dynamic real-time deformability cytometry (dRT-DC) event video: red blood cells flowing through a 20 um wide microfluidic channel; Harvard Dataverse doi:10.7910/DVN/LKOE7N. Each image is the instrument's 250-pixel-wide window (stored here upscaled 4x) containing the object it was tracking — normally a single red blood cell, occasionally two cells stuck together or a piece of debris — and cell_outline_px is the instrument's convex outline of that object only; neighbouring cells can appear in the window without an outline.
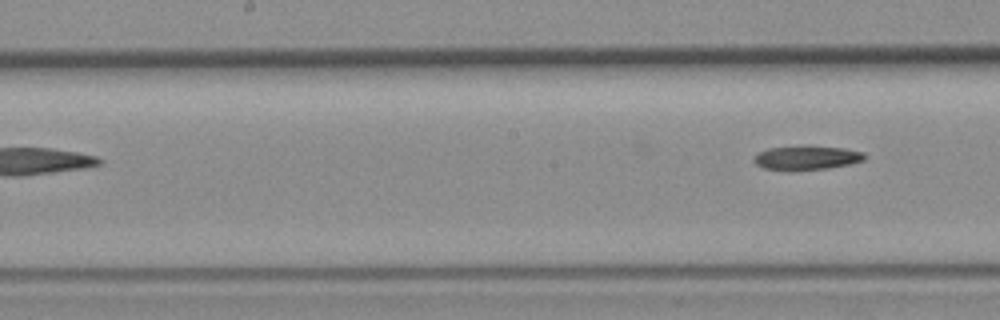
{"species": "common noctule bat (a hibernating species)", "species_latin": "Nyctalus noctula", "temperature_condition": "room temperature", "stored_images_in_passage": 7, "camera_frame_rate_fps": 3000, "um_per_image_px": 0.085, "animal": {"sex": "female", "body_mass_g": 19.3, "forearm_length_mm": 54.1}, "frame": {"image": 1, "passage_image": 7, "time_ms": 2.0, "image_size_px": [1000, 320], "cell_outline_px": [[868, 156], [864, 160], [852, 164], [828, 168], [792, 172], [784, 172], [764, 168], [756, 164], [756, 156], [760, 152], [768, 148], [844, 148], [864, 152]], "centroid_in_image_um": [68.62, 13.48], "position_along_channel_um": 179.6, "area_um2": 15.2}}